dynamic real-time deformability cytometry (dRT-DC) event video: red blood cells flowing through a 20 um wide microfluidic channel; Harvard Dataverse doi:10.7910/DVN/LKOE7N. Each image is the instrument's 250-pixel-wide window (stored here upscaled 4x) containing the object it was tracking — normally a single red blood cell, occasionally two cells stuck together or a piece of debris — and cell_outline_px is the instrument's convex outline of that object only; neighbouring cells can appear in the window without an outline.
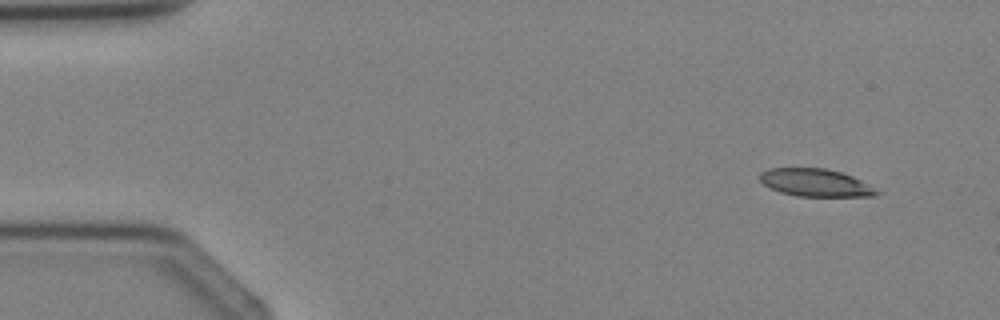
{"species": "Egyptian fruit bat (a non-hibernating species)", "species_latin": "Rousettus aegyptiacus", "temperature_condition": "cold", "stored_images_in_passage": 5, "segment_of_instrument_passage": [2, 2], "camera_frame_rate_fps": 3000, "um_per_image_px": 0.085, "animal": {"sex": "female"}, "frame": {"image": 1, "passage_image": 5, "time_ms": 4.667, "image_size_px": [1000, 320], "cell_outline_px": [[880, 192], [876, 196], [796, 196], [780, 192], [764, 184], [760, 180], [760, 172], [768, 168], [824, 168], [840, 172], [852, 176], [860, 180]], "centroid_in_image_um": [69.29, 15.52], "position_along_channel_um": 15.7, "area_um2": 18.61}}